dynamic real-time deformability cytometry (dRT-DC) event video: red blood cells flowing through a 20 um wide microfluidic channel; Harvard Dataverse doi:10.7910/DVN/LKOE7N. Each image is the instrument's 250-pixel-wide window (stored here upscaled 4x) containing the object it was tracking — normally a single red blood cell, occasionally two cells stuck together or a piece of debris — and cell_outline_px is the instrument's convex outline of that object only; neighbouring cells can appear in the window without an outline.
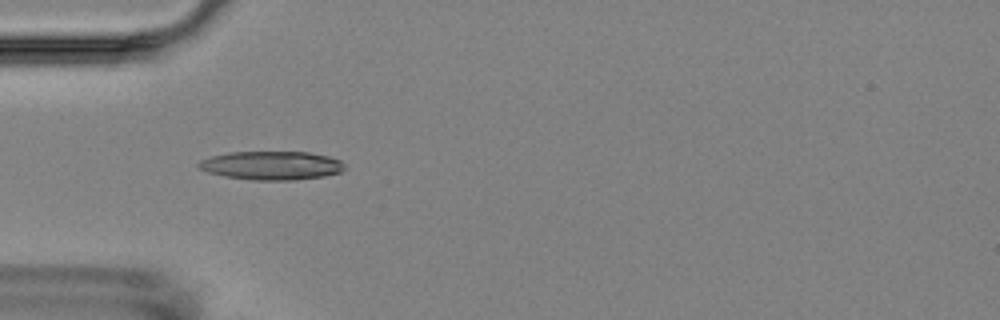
{"species": "Egyptian fruit bat (a non-hibernating species)", "species_latin": "Rousettus aegyptiacus", "temperature_condition": "room temperature", "stored_images_in_passage": 6, "camera_frame_rate_fps": 3000, "um_per_image_px": 0.085, "animal": {"sex": "female"}, "frame": {"image": 1, "passage_image": 5, "time_ms": 4.667, "image_size_px": [1000, 320], "cell_outline_px": [[344, 168], [340, 172], [324, 176], [292, 180], [252, 180], [224, 176], [208, 172], [200, 168], [196, 164], [200, 160], [212, 156], [228, 152], [308, 152], [328, 156], [340, 160], [344, 164]], "centroid_in_image_um": [23.07, 14.06], "position_along_channel_um": 61.9, "area_um2": 24.28}}